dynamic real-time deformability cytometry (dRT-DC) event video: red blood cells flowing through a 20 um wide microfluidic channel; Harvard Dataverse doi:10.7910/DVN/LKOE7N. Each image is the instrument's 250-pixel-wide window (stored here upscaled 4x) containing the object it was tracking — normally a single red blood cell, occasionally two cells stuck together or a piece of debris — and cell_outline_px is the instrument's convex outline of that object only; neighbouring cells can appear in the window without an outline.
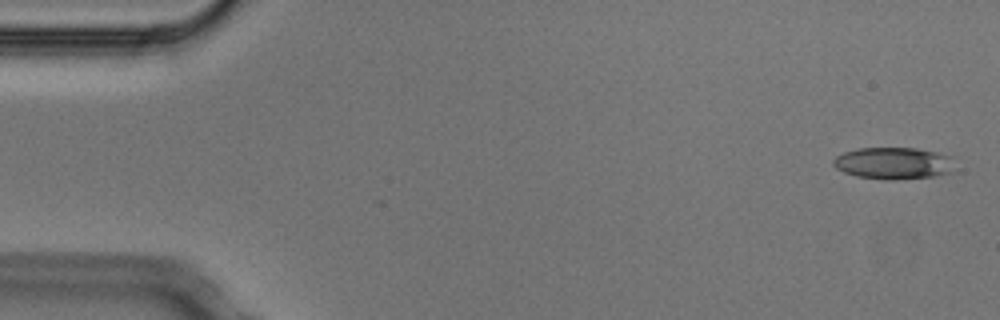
{"species": "Egyptian fruit bat (a non-hibernating species)", "species_latin": "Rousettus aegyptiacus", "temperature_condition": "cold", "stored_images_in_passage": 4, "camera_frame_rate_fps": 3000, "um_per_image_px": 0.085, "animal": {"sex": "male"}, "frame": {"image": 1, "passage_image": 1, "time_ms": 0.0, "image_size_px": [1000, 320], "cell_outline_px": [[956, 156], [952, 172], [936, 176], [892, 180], [888, 180], [856, 176], [844, 172], [836, 168], [832, 164], [832, 160], [836, 156], [844, 152], [860, 148], [916, 148]], "centroid_in_image_um": [75.99, 13.87], "position_along_channel_um": 9.0, "area_um2": 22.89}}
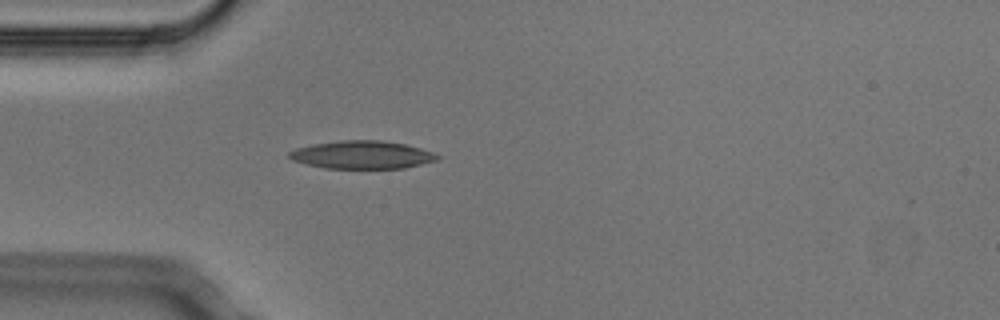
{"frame": {"image": 2, "passage_image": 4, "time_ms": 1.0, "image_size_px": [1000, 320], "cell_outline_px": [[444, 156], [440, 160], [404, 168], [324, 168], [292, 160], [288, 156], [288, 152], [296, 148], [312, 144], [340, 140], [380, 140], [404, 144], [420, 148]], "centroid_in_image_um": [30.81, 13.16], "position_along_channel_um": 54.2, "area_um2": 24.22}}